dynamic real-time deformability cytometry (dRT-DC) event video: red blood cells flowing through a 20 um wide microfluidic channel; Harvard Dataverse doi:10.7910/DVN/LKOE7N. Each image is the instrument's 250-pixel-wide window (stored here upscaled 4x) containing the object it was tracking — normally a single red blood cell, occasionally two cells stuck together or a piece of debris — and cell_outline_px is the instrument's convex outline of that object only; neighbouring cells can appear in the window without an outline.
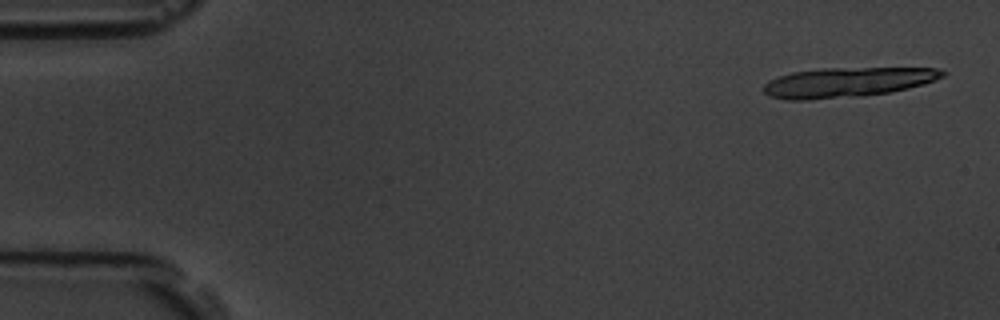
{"species": "common noctule bat (a hibernating species)", "species_latin": "Nyctalus noctula", "temperature_condition": "room temperature", "stored_images_in_passage": 8, "camera_frame_rate_fps": 3000, "um_per_image_px": 0.085, "animal": {"sex": "male", "body_mass_g": 19.5, "forearm_length_mm": 54.6}, "frame": {"image": 1, "passage_image": 1, "time_ms": 0.0, "image_size_px": [1000, 320], "cell_outline_px": [[948, 72], [944, 76], [908, 88], [892, 92], [864, 96], [808, 100], [784, 100], [768, 96], [764, 92], [764, 84], [768, 80], [776, 76], [792, 72], [824, 68], [940, 68]], "centroid_in_image_um": [71.97, 7.0], "position_along_channel_um": 13.0, "area_um2": 31.27}}
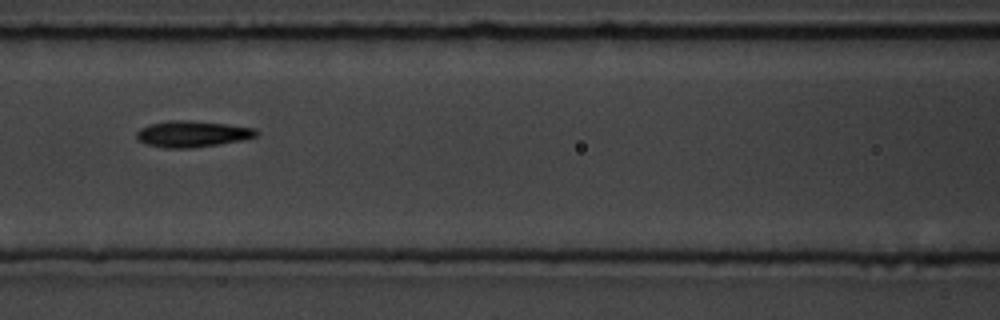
{"frame": {"image": 2, "passage_image": 7, "time_ms": 7.667, "image_size_px": [1000, 320], "cell_outline_px": [[260, 132], [256, 136], [240, 140], [220, 144], [192, 148], [164, 148], [144, 144], [136, 136], [136, 132], [140, 128], [148, 124], [168, 120], [188, 120], [228, 124], [256, 128]], "centroid_in_image_um": [16.33, 11.38], "position_along_channel_um": 150.3, "area_um2": 18.5}}
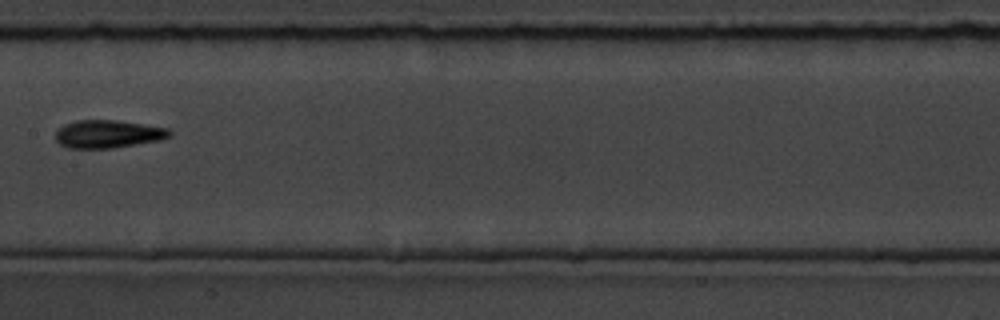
{"frame": {"image": 3, "passage_image": 8, "time_ms": 9.0, "image_size_px": [1000, 320], "cell_outline_px": [[172, 136], [160, 140], [112, 148], [68, 148], [60, 144], [56, 140], [56, 132], [64, 124], [76, 120], [116, 120], [144, 124], [168, 128], [172, 132]], "centroid_in_image_um": [9.2, 11.38], "position_along_channel_um": 198.2, "area_um2": 18.55}}